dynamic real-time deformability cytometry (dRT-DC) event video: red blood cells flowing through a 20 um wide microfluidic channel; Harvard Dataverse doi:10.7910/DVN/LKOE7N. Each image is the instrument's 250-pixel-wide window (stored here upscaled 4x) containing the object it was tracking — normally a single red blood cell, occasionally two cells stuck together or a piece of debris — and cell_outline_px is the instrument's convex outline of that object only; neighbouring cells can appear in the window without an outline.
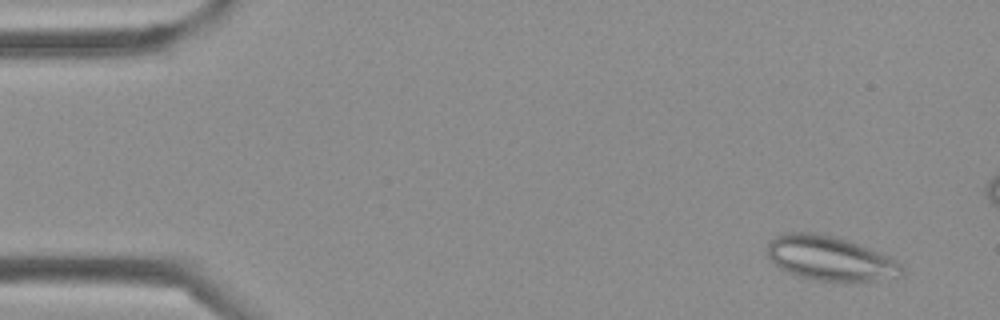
{"species": "Egyptian fruit bat (a non-hibernating species)", "species_latin": "Rousettus aegyptiacus", "temperature_condition": "cold", "stored_images_in_passage": 43, "camera_frame_rate_fps": 3000, "um_per_image_px": 0.085, "frame": {"image": 1, "passage_image": 3, "time_ms": 0.667, "image_size_px": [1000, 320], "cell_outline_px": [[904, 272], [900, 276], [856, 284], [816, 280], [788, 272], [780, 268], [764, 256], [768, 244], [776, 236], [784, 232], [812, 232], [832, 236], [848, 240], [892, 256], [904, 268]], "centroid_in_image_um": [70.59, 21.98], "position_along_channel_um": 14.4, "area_um2": 35.72}}
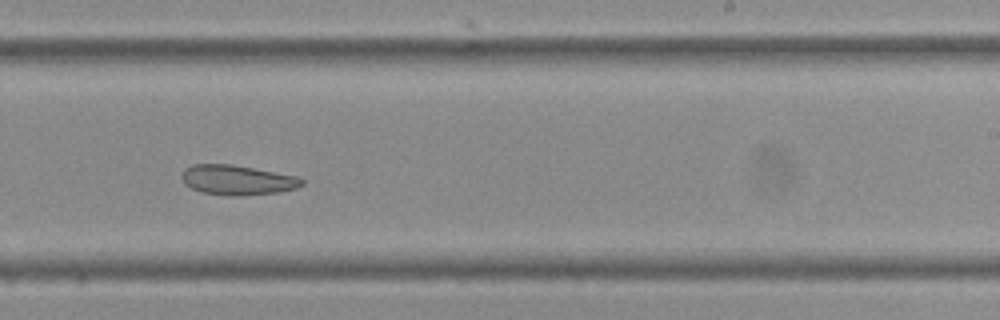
{"frame": {"image": 2, "passage_image": 26, "time_ms": 8.333, "image_size_px": [1000, 320], "cell_outline_px": [[304, 184], [296, 188], [280, 192], [232, 196], [228, 196], [204, 192], [192, 188], [184, 184], [180, 176], [184, 168], [192, 164], [232, 164], [296, 176], [304, 180]], "centroid_in_image_um": [20.14, 15.29], "position_along_channel_um": 268.9, "area_um2": 20.87}}
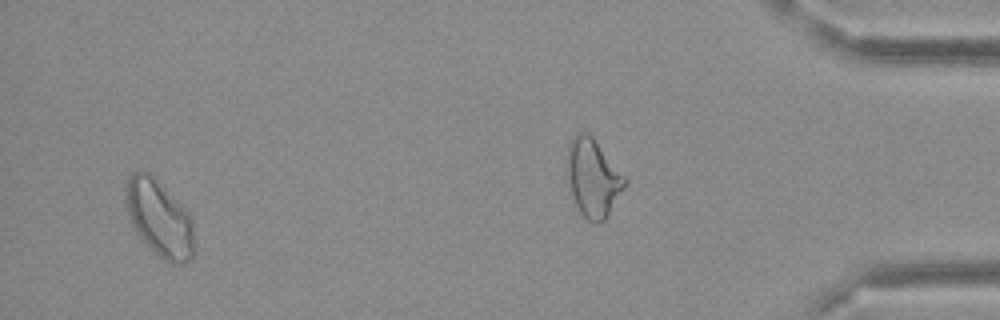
{"frame": {"image": 3, "passage_image": 41, "time_ms": 13.333, "image_size_px": [1000, 320], "cell_outline_px": [[196, 252], [184, 264], [172, 264], [164, 260], [136, 232], [128, 216], [124, 200], [124, 188], [128, 176], [132, 172], [148, 172], [184, 208], [192, 220], [196, 248]], "centroid_in_image_um": [13.54, 18.58], "position_along_channel_um": 421.7, "area_um2": 30.4}}